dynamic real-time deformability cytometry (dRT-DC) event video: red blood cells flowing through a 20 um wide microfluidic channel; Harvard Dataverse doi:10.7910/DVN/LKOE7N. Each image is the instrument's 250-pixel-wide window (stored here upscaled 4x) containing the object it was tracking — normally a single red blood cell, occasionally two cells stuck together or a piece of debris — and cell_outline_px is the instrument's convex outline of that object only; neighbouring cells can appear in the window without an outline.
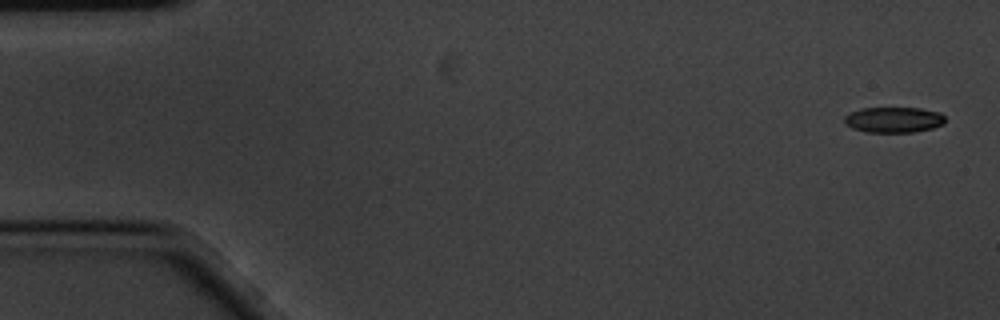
{"species": "common noctule bat (a hibernating species)", "species_latin": "Nyctalus noctula", "temperature_condition": "cold", "stored_images_in_passage": 5, "camera_frame_rate_fps": 3000, "um_per_image_px": 0.085, "animal": {"sex": "male", "body_mass_g": 20.1, "forearm_length_mm": 53.5}, "frame": {"image": 1, "passage_image": 1, "time_ms": 0.0, "image_size_px": [1000, 320], "cell_outline_px": [[944, 124], [932, 128], [912, 132], [868, 132], [852, 128], [844, 124], [844, 116], [848, 112], [860, 108], [920, 108], [940, 112], [944, 116]], "centroid_in_image_um": [75.92, 10.17], "position_along_channel_um": 9.1, "area_um2": 15.14}}
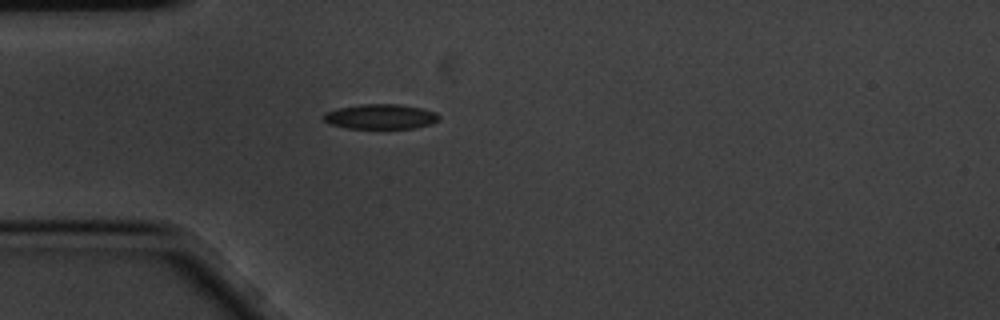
{"frame": {"image": 2, "passage_image": 5, "time_ms": 1.333, "image_size_px": [1000, 320], "cell_outline_px": [[440, 120], [432, 124], [416, 128], [348, 128], [328, 124], [324, 120], [324, 112], [336, 108], [360, 104], [396, 104], [420, 108], [436, 112], [440, 116]], "centroid_in_image_um": [32.35, 9.91], "position_along_channel_um": 52.7, "area_um2": 16.88}}